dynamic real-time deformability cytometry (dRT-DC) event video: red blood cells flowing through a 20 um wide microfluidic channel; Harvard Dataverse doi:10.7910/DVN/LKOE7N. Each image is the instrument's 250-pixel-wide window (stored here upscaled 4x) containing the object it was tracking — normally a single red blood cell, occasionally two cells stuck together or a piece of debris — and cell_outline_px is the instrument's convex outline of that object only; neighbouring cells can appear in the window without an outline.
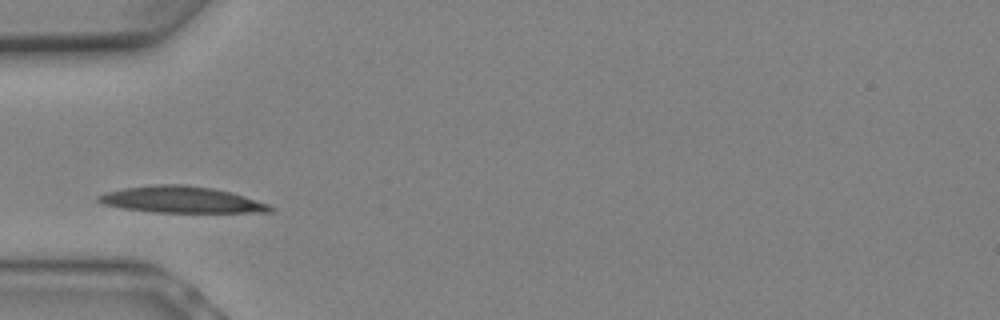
{"species": "Egyptian fruit bat (a non-hibernating species)", "species_latin": "Rousettus aegyptiacus", "temperature_condition": "warm", "stored_images_in_passage": 2, "camera_frame_rate_fps": 3000, "um_per_image_px": 0.085, "animal": {"sex": "female"}, "frame": {"image": 1, "passage_image": 1, "time_ms": 0.0, "image_size_px": [1000, 320], "cell_outline_px": [[276, 212], [156, 212], [124, 208], [104, 204], [96, 200], [96, 196], [108, 192], [124, 188], [156, 184], [184, 184], [212, 188], [244, 196], [268, 204], [276, 208]], "centroid_in_image_um": [15.44, 16.97], "position_along_channel_um": 69.6, "area_um2": 26.18}}